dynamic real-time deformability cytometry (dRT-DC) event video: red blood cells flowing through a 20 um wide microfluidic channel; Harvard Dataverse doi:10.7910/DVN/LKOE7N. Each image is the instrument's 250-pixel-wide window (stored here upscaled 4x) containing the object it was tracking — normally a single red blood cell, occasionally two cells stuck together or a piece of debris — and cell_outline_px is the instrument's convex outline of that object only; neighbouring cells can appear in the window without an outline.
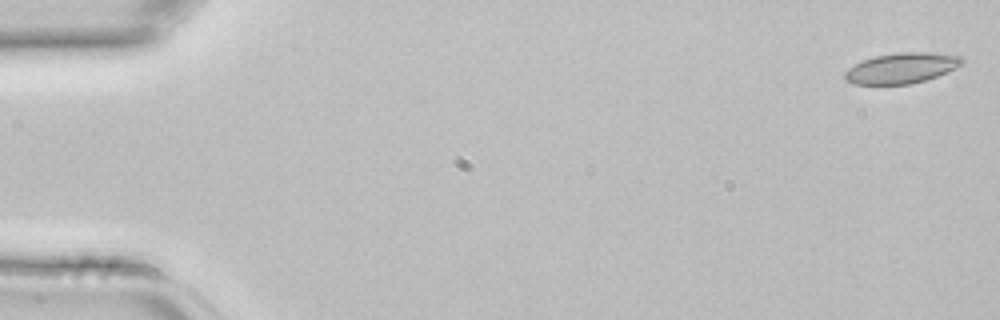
{"species": "common noctule bat (a hibernating species)", "species_latin": "Nyctalus noctula", "temperature_condition": "room temperature", "stored_images_in_passage": 4, "camera_frame_rate_fps": 3000, "um_per_image_px": 0.085, "animal": {"sex": "female", "body_mass_g": 22.7, "forearm_length_mm": 54.2}, "frame": {"image": 1, "passage_image": 1, "time_ms": 0.0, "image_size_px": [1000, 320], "cell_outline_px": [[964, 64], [956, 68], [936, 76], [912, 84], [852, 84], [844, 80], [844, 72], [848, 68], [864, 60], [876, 56], [900, 52], [932, 52], [960, 56], [964, 60]], "centroid_in_image_um": [76.64, 5.79], "position_along_channel_um": 8.4, "area_um2": 20.81}}
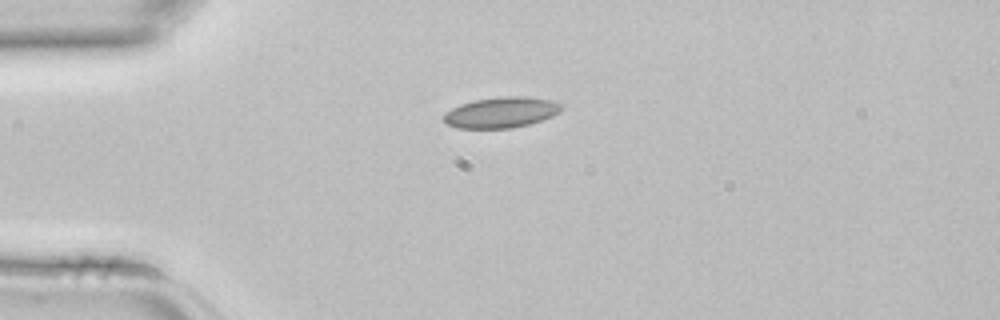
{"frame": {"image": 2, "passage_image": 3, "time_ms": 0.667, "image_size_px": [1000, 320], "cell_outline_px": [[564, 108], [560, 112], [552, 116], [528, 124], [512, 128], [456, 128], [448, 124], [444, 120], [444, 112], [460, 104], [472, 100], [500, 96], [524, 96], [552, 100], [564, 104]], "centroid_in_image_um": [42.62, 9.54], "position_along_channel_um": 42.4, "area_um2": 21.27}}
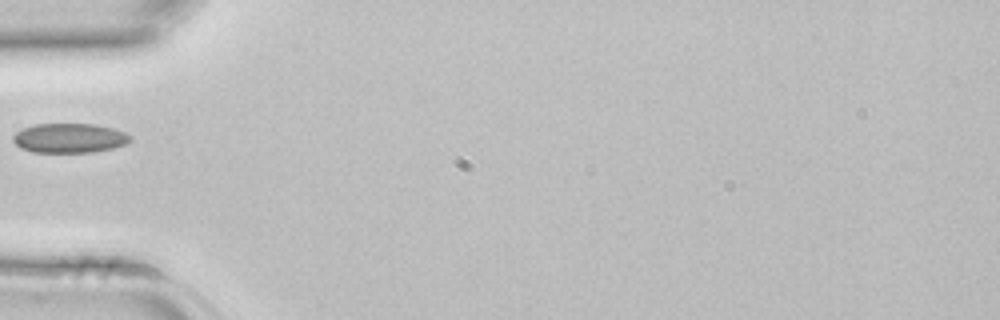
{"frame": {"image": 3, "passage_image": 4, "time_ms": 1.0, "image_size_px": [1000, 320], "cell_outline_px": [[132, 140], [124, 144], [112, 148], [92, 152], [32, 152], [20, 148], [12, 140], [12, 136], [16, 132], [24, 128], [36, 124], [96, 124], [112, 128], [124, 132], [132, 136]], "centroid_in_image_um": [5.89, 11.73], "position_along_channel_um": 79.1, "area_um2": 20.11}}